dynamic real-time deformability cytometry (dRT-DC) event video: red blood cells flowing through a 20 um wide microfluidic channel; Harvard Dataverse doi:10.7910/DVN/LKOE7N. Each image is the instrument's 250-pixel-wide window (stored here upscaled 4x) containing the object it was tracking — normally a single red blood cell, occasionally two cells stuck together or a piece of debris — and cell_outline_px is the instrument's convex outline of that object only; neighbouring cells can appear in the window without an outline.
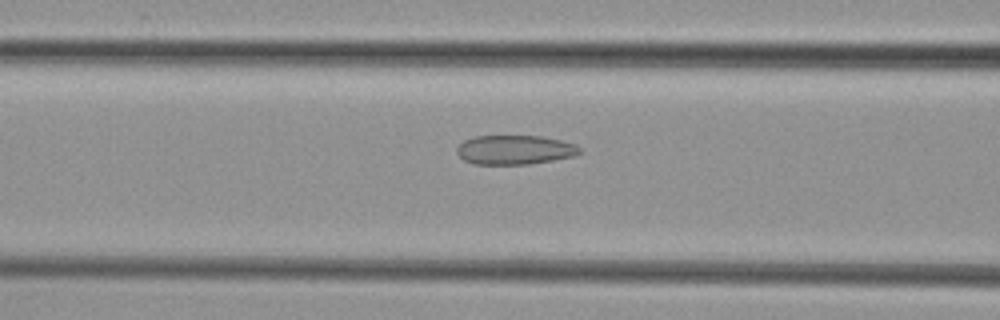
{"species": "common noctule bat (a hibernating species)", "species_latin": "Nyctalus noctula", "temperature_condition": "cold", "stored_images_in_passage": 7, "camera_frame_rate_fps": 3000, "um_per_image_px": 0.085, "animal": {"sex": "female", "body_mass_g": 29.2, "forearm_length_mm": 56.3}, "frame": {"image": 1, "passage_image": 7, "time_ms": 10.0, "image_size_px": [1000, 320], "cell_outline_px": [[584, 152], [576, 156], [528, 164], [472, 164], [464, 160], [456, 152], [456, 148], [464, 140], [476, 136], [540, 136], [560, 140], [576, 144]], "centroid_in_image_um": [43.78, 12.74], "position_along_channel_um": 122.8, "area_um2": 21.04}}